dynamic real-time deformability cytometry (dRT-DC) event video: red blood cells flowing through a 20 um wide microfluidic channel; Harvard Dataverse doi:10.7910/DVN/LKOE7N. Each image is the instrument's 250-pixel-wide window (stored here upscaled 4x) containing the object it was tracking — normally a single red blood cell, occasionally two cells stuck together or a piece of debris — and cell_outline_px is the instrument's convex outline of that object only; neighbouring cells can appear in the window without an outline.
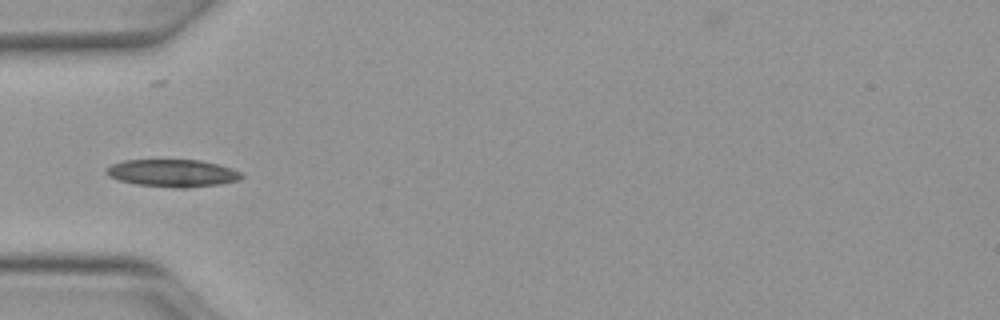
{"species": "Egyptian fruit bat (a non-hibernating species)", "species_latin": "Rousettus aegyptiacus", "temperature_condition": "warm", "stored_images_in_passage": 34, "camera_frame_rate_fps": 3000, "um_per_image_px": 0.085, "animal": {"sex": "female"}, "frame": {"image": 1, "passage_image": 1, "time_ms": 0.0, "image_size_px": [1000, 320], "cell_outline_px": [[240, 176], [236, 180], [216, 184], [140, 184], [120, 180], [112, 176], [108, 172], [108, 168], [112, 164], [128, 160], [196, 160], [216, 164], [240, 172]], "centroid_in_image_um": [14.62, 14.64], "position_along_channel_um": 70.4, "area_um2": 19.42}}
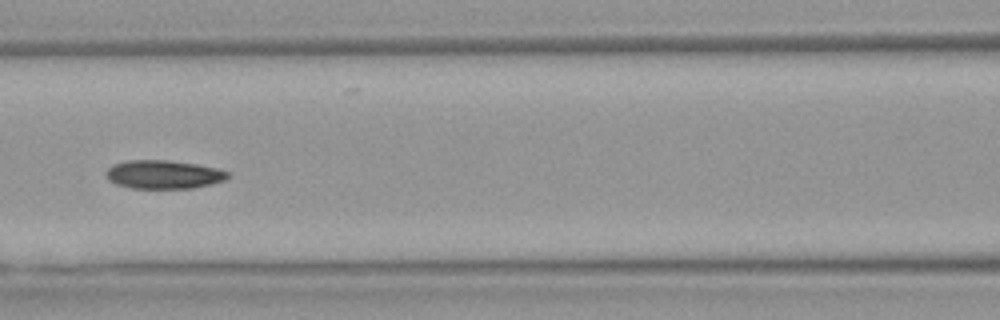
{"frame": {"image": 2, "passage_image": 7, "time_ms": 2.0, "image_size_px": [1000, 320], "cell_outline_px": [[228, 176], [224, 180], [208, 184], [188, 188], [136, 188], [120, 184], [112, 180], [108, 176], [108, 168], [116, 164], [132, 160], [164, 160], [192, 164], [212, 168], [228, 172]], "centroid_in_image_um": [13.91, 14.83], "position_along_channel_um": 152.7, "area_um2": 19.13}}
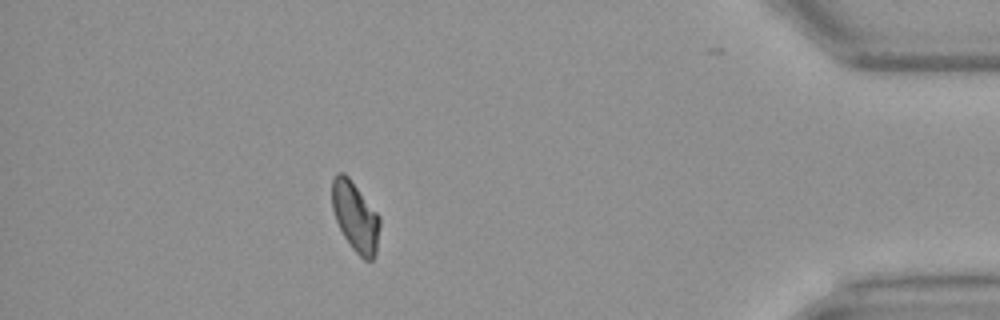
{"frame": {"image": 3, "passage_image": 29, "time_ms": 9.333, "image_size_px": [1000, 320], "cell_outline_px": [[380, 224], [376, 252], [372, 260], [364, 260], [352, 248], [344, 236], [336, 220], [332, 208], [332, 180], [340, 172], [344, 172], [348, 176], [376, 212], [380, 220]], "centroid_in_image_um": [30.2, 18.43], "position_along_channel_um": 405.0, "area_um2": 19.02}, "authors_computed_cell_mechanics": {"area_um2": 18.8428, "velocity_mm_per_s": 4.1018, "shape_relaxation_time_tau1_ms": 6.697, "shape_relaxation_time_tau2_ms": 6.389, "deformation_change_tau1": 0.1411, "deformation_change_tau2": 0.1106}}